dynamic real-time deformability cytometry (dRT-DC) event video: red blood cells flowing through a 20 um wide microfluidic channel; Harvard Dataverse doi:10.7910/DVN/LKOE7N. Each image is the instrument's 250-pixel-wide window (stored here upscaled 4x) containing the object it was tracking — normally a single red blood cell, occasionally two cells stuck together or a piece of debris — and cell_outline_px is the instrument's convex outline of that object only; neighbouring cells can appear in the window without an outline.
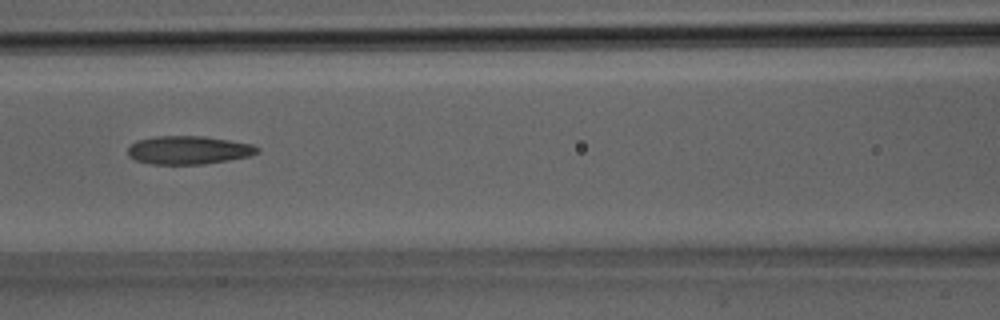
{"species": "Egyptian fruit bat (a non-hibernating species)", "species_latin": "Rousettus aegyptiacus", "temperature_condition": "room temperature", "stored_images_in_passage": 27, "camera_frame_rate_fps": 3000, "um_per_image_px": 0.085, "animal": {"sex": "male"}, "frame": {"image": 1, "passage_image": 10, "time_ms": 3.0, "image_size_px": [1000, 320], "cell_outline_px": [[260, 152], [248, 156], [228, 160], [204, 164], [152, 164], [136, 160], [128, 156], [128, 148], [136, 140], [156, 136], [204, 136], [252, 144], [260, 148]], "centroid_in_image_um": [16.02, 12.75], "position_along_channel_um": 150.6, "area_um2": 21.33}}
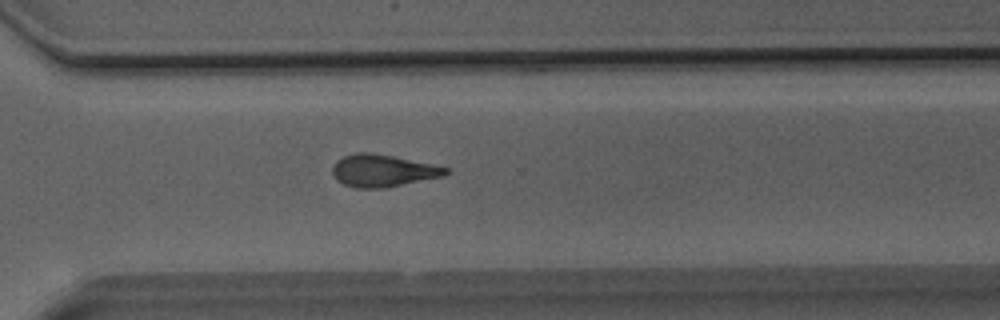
{"frame": {"image": 2, "passage_image": 19, "time_ms": 6.0, "image_size_px": [1000, 320], "cell_outline_px": [[452, 172], [444, 176], [388, 188], [352, 188], [336, 180], [332, 172], [332, 168], [336, 160], [344, 156], [356, 152], [368, 152], [392, 156], [432, 164], [448, 168]], "centroid_in_image_um": [32.54, 14.52], "position_along_channel_um": 338.1, "area_um2": 21.5}}
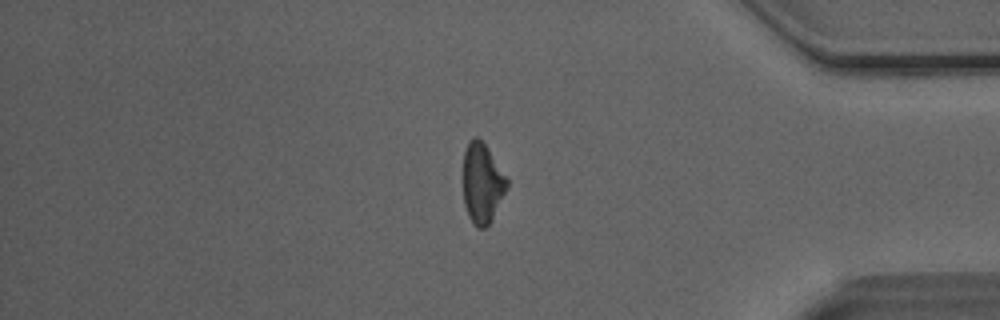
{"frame": {"image": 3, "passage_image": 23, "time_ms": 7.333, "image_size_px": [1000, 320], "cell_outline_px": [[508, 184], [492, 220], [484, 228], [476, 228], [472, 224], [468, 216], [464, 204], [460, 176], [464, 152], [472, 136], [476, 136], [488, 148], [508, 180]], "centroid_in_image_um": [40.92, 15.58], "position_along_channel_um": 394.3, "area_um2": 20.92}}